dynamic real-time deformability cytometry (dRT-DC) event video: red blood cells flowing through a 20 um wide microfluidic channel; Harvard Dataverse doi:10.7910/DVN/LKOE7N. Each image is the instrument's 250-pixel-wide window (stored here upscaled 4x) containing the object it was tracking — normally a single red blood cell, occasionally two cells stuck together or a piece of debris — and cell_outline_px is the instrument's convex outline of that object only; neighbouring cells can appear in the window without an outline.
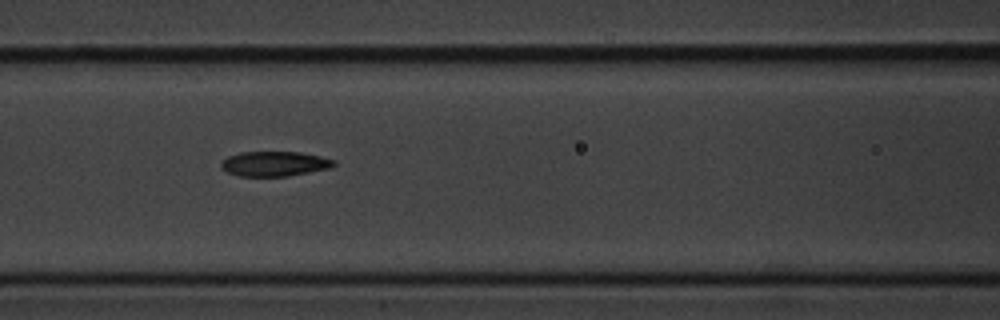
{"species": "common noctule bat (a hibernating species)", "species_latin": "Nyctalus noctula", "temperature_condition": "cold", "stored_images_in_passage": 8, "camera_frame_rate_fps": 3000, "um_per_image_px": 0.085, "animal": {"sex": "male", "body_mass_g": 20.1, "forearm_length_mm": 53.5}, "frame": {"image": 1, "passage_image": 7, "time_ms": 2.0, "image_size_px": [1000, 320], "cell_outline_px": [[336, 164], [332, 168], [288, 176], [240, 176], [228, 172], [220, 168], [220, 164], [228, 156], [240, 152], [300, 152], [320, 156], [336, 160]], "centroid_in_image_um": [23.36, 13.92], "position_along_channel_um": 143.2, "area_um2": 16.42}}
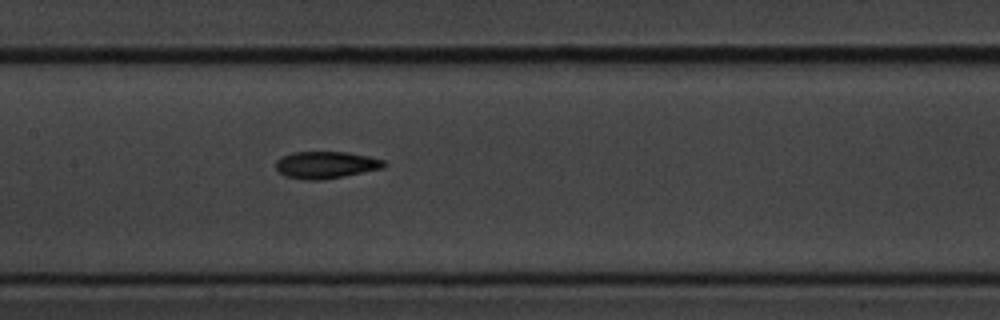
{"frame": {"image": 2, "passage_image": 8, "time_ms": 2.333, "image_size_px": [1000, 320], "cell_outline_px": [[388, 164], [384, 168], [344, 176], [320, 180], [308, 180], [284, 176], [276, 168], [276, 160], [292, 152], [348, 152], [368, 156], [384, 160]], "centroid_in_image_um": [27.73, 14.01], "position_along_channel_um": 179.7, "area_um2": 17.05}}